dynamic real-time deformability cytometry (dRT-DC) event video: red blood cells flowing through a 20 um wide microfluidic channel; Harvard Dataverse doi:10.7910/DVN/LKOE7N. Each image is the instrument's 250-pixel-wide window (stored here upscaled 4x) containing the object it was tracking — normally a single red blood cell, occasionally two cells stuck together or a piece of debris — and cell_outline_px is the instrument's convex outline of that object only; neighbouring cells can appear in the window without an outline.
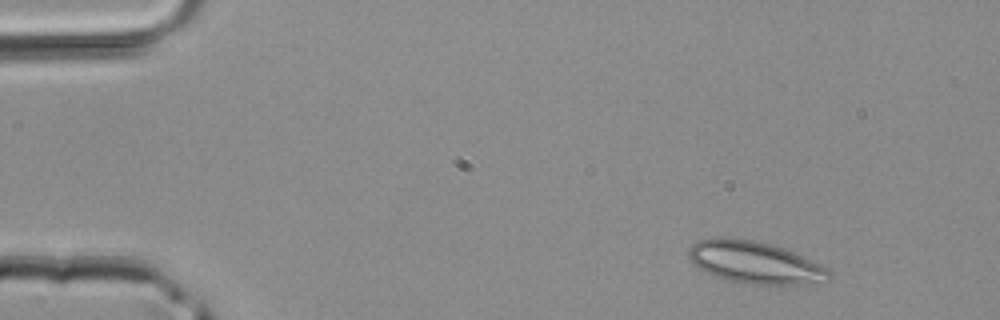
{"species": "common noctule bat (a hibernating species)", "species_latin": "Nyctalus noctula", "temperature_condition": "room temperature", "stored_images_in_passage": 3, "camera_frame_rate_fps": 3000, "um_per_image_px": 0.085, "animal": {"sex": "male", "body_mass_g": 20.4}, "frame": {"image": 1, "passage_image": 1, "time_ms": 0.0, "image_size_px": [1000, 320], "cell_outline_px": [[832, 276], [828, 280], [804, 284], [736, 284], [724, 280], [692, 264], [688, 256], [688, 248], [692, 244], [700, 240], [716, 236], [752, 240], [772, 244], [784, 248], [804, 256], [828, 268], [832, 272]], "centroid_in_image_um": [64.15, 22.31], "position_along_channel_um": 20.8, "area_um2": 34.85}}